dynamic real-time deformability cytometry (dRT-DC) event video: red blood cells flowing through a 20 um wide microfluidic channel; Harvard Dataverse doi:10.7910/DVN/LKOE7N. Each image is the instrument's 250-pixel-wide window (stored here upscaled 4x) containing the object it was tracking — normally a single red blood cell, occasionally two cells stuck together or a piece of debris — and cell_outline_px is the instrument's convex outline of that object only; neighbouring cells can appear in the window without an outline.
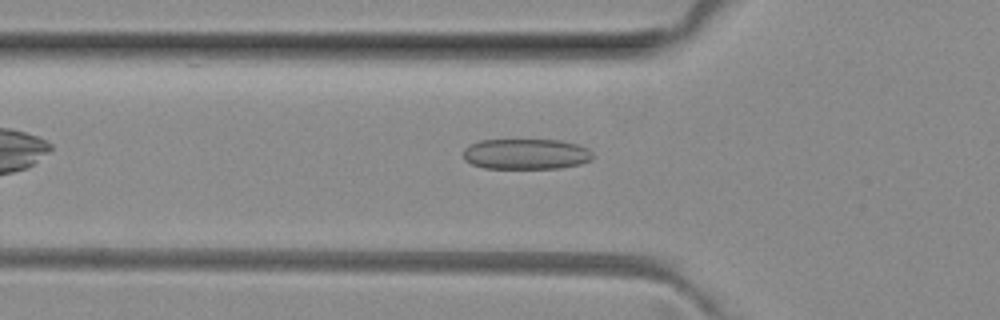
{"species": "common noctule bat (a hibernating species)", "species_latin": "Nyctalus noctula", "temperature_condition": "room temperature", "stored_images_in_passage": 43, "camera_frame_rate_fps": 3000, "um_per_image_px": 0.085, "animal": {"sex": "female", "body_mass_g": 29.2, "forearm_length_mm": 56.3}, "frame": {"image": 1, "passage_image": 9, "time_ms": 2.667, "image_size_px": [1000, 320], "cell_outline_px": [[592, 160], [580, 164], [560, 168], [484, 168], [472, 164], [464, 160], [464, 148], [480, 140], [560, 140], [576, 144], [588, 148], [592, 152]], "centroid_in_image_um": [44.72, 13.09], "position_along_channel_um": 81.1, "area_um2": 23.06}}
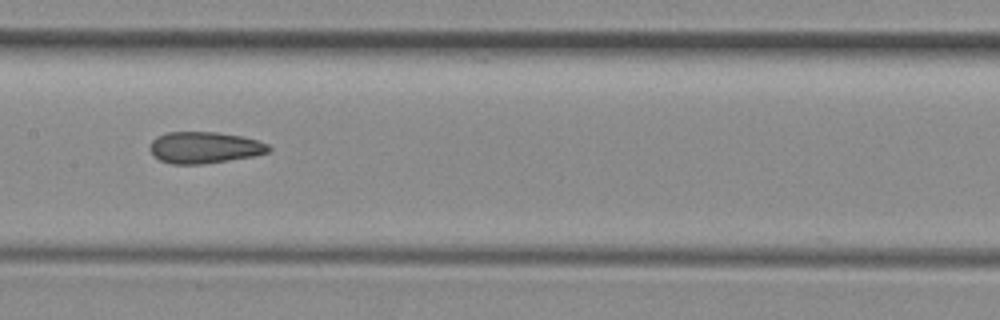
{"frame": {"image": 2, "passage_image": 17, "time_ms": 5.333, "image_size_px": [1000, 320], "cell_outline_px": [[272, 148], [268, 152], [256, 156], [204, 164], [172, 164], [160, 160], [152, 156], [148, 148], [152, 140], [156, 136], [168, 132], [216, 132], [240, 136], [256, 140], [268, 144]], "centroid_in_image_um": [17.35, 12.55], "position_along_channel_um": 190.1, "area_um2": 22.02}}
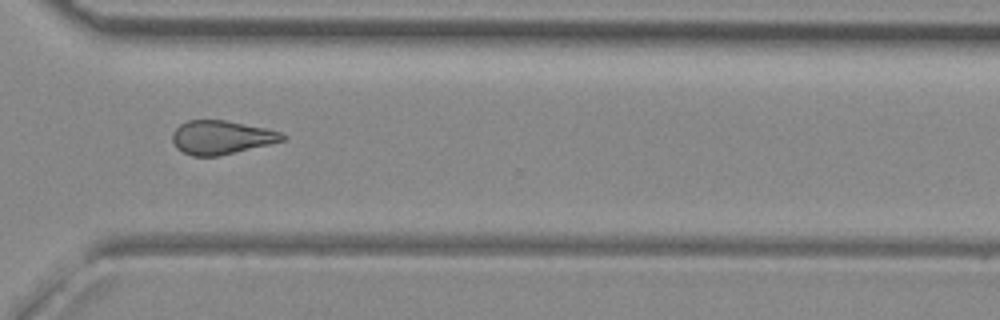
{"frame": {"image": 3, "passage_image": 29, "time_ms": 9.333, "image_size_px": [1000, 320], "cell_outline_px": [[288, 136], [284, 140], [220, 156], [192, 156], [176, 148], [172, 140], [172, 132], [180, 124], [188, 120], [224, 120], [264, 128], [280, 132]], "centroid_in_image_um": [18.78, 11.68], "position_along_channel_um": 351.8, "area_um2": 21.44}, "authors_computed_cell_mechanics": {"area_um2": 22.0218, "velocity_mm_per_s": 4.044, "shape_relaxation_time_tau1_ms": null, "shape_relaxation_time_tau2_ms": 3.8243, "deformation_change_tau1": null, "deformation_change_tau2": 0.1294}}